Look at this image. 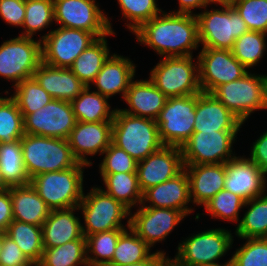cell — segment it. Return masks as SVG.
I'll list each match as a JSON object with an SVG mask.
<instances>
[{
	"label": "cell",
	"mask_w": 267,
	"mask_h": 266,
	"mask_svg": "<svg viewBox=\"0 0 267 266\" xmlns=\"http://www.w3.org/2000/svg\"><path fill=\"white\" fill-rule=\"evenodd\" d=\"M132 34L136 36V44L153 50L159 58L196 56L194 52L201 47L197 17L190 14H174L164 10Z\"/></svg>",
	"instance_id": "6da1fadb"
},
{
	"label": "cell",
	"mask_w": 267,
	"mask_h": 266,
	"mask_svg": "<svg viewBox=\"0 0 267 266\" xmlns=\"http://www.w3.org/2000/svg\"><path fill=\"white\" fill-rule=\"evenodd\" d=\"M112 143L137 162L164 146L156 120L124 113L117 106L112 121Z\"/></svg>",
	"instance_id": "7a4b0ae2"
},
{
	"label": "cell",
	"mask_w": 267,
	"mask_h": 266,
	"mask_svg": "<svg viewBox=\"0 0 267 266\" xmlns=\"http://www.w3.org/2000/svg\"><path fill=\"white\" fill-rule=\"evenodd\" d=\"M221 226L194 231L178 242L176 252L171 261L176 266H198L202 264L220 263L233 248L234 233Z\"/></svg>",
	"instance_id": "3957f363"
},
{
	"label": "cell",
	"mask_w": 267,
	"mask_h": 266,
	"mask_svg": "<svg viewBox=\"0 0 267 266\" xmlns=\"http://www.w3.org/2000/svg\"><path fill=\"white\" fill-rule=\"evenodd\" d=\"M85 164L77 163L63 171L45 172L34 176L30 184L51 210L76 207L85 189Z\"/></svg>",
	"instance_id": "277c9868"
},
{
	"label": "cell",
	"mask_w": 267,
	"mask_h": 266,
	"mask_svg": "<svg viewBox=\"0 0 267 266\" xmlns=\"http://www.w3.org/2000/svg\"><path fill=\"white\" fill-rule=\"evenodd\" d=\"M87 191L78 205L85 238L99 232L130 227L128 208L106 194L98 185L91 186Z\"/></svg>",
	"instance_id": "5b68a950"
},
{
	"label": "cell",
	"mask_w": 267,
	"mask_h": 266,
	"mask_svg": "<svg viewBox=\"0 0 267 266\" xmlns=\"http://www.w3.org/2000/svg\"><path fill=\"white\" fill-rule=\"evenodd\" d=\"M20 142L30 179L45 172L63 171L78 163L67 139L24 134Z\"/></svg>",
	"instance_id": "8992f818"
},
{
	"label": "cell",
	"mask_w": 267,
	"mask_h": 266,
	"mask_svg": "<svg viewBox=\"0 0 267 266\" xmlns=\"http://www.w3.org/2000/svg\"><path fill=\"white\" fill-rule=\"evenodd\" d=\"M210 7L196 15L201 48L232 50L235 40L249 31L245 21L233 6Z\"/></svg>",
	"instance_id": "52a82bcc"
},
{
	"label": "cell",
	"mask_w": 267,
	"mask_h": 266,
	"mask_svg": "<svg viewBox=\"0 0 267 266\" xmlns=\"http://www.w3.org/2000/svg\"><path fill=\"white\" fill-rule=\"evenodd\" d=\"M149 79L166 97H183L201 92L197 56L162 57Z\"/></svg>",
	"instance_id": "ba28073f"
},
{
	"label": "cell",
	"mask_w": 267,
	"mask_h": 266,
	"mask_svg": "<svg viewBox=\"0 0 267 266\" xmlns=\"http://www.w3.org/2000/svg\"><path fill=\"white\" fill-rule=\"evenodd\" d=\"M266 78L267 73L249 71L241 79L218 86L212 95L245 125L255 112L265 109Z\"/></svg>",
	"instance_id": "9c48e42d"
},
{
	"label": "cell",
	"mask_w": 267,
	"mask_h": 266,
	"mask_svg": "<svg viewBox=\"0 0 267 266\" xmlns=\"http://www.w3.org/2000/svg\"><path fill=\"white\" fill-rule=\"evenodd\" d=\"M42 62L41 41L38 37H10L0 45V79L12 83L33 77Z\"/></svg>",
	"instance_id": "30bf717a"
},
{
	"label": "cell",
	"mask_w": 267,
	"mask_h": 266,
	"mask_svg": "<svg viewBox=\"0 0 267 266\" xmlns=\"http://www.w3.org/2000/svg\"><path fill=\"white\" fill-rule=\"evenodd\" d=\"M55 26L84 30L97 38L117 32L96 0H53ZM103 9V10H102ZM115 30V31H114Z\"/></svg>",
	"instance_id": "8fae6325"
},
{
	"label": "cell",
	"mask_w": 267,
	"mask_h": 266,
	"mask_svg": "<svg viewBox=\"0 0 267 266\" xmlns=\"http://www.w3.org/2000/svg\"><path fill=\"white\" fill-rule=\"evenodd\" d=\"M241 131L193 132L181 147L184 165L222 164L232 160Z\"/></svg>",
	"instance_id": "7c38bea8"
},
{
	"label": "cell",
	"mask_w": 267,
	"mask_h": 266,
	"mask_svg": "<svg viewBox=\"0 0 267 266\" xmlns=\"http://www.w3.org/2000/svg\"><path fill=\"white\" fill-rule=\"evenodd\" d=\"M197 94L169 97L157 118L164 145L181 148L194 132Z\"/></svg>",
	"instance_id": "4fadbf2b"
},
{
	"label": "cell",
	"mask_w": 267,
	"mask_h": 266,
	"mask_svg": "<svg viewBox=\"0 0 267 266\" xmlns=\"http://www.w3.org/2000/svg\"><path fill=\"white\" fill-rule=\"evenodd\" d=\"M96 39L91 32L56 26L41 40L42 62L53 67L70 68Z\"/></svg>",
	"instance_id": "5bb4252c"
},
{
	"label": "cell",
	"mask_w": 267,
	"mask_h": 266,
	"mask_svg": "<svg viewBox=\"0 0 267 266\" xmlns=\"http://www.w3.org/2000/svg\"><path fill=\"white\" fill-rule=\"evenodd\" d=\"M196 54L202 92L212 93L218 86L241 79L249 72L231 50L200 48Z\"/></svg>",
	"instance_id": "9a60e30c"
},
{
	"label": "cell",
	"mask_w": 267,
	"mask_h": 266,
	"mask_svg": "<svg viewBox=\"0 0 267 266\" xmlns=\"http://www.w3.org/2000/svg\"><path fill=\"white\" fill-rule=\"evenodd\" d=\"M135 210L130 211V228L151 249L159 245L158 243L166 242L174 229L186 219L176 209L139 206Z\"/></svg>",
	"instance_id": "2e32d148"
},
{
	"label": "cell",
	"mask_w": 267,
	"mask_h": 266,
	"mask_svg": "<svg viewBox=\"0 0 267 266\" xmlns=\"http://www.w3.org/2000/svg\"><path fill=\"white\" fill-rule=\"evenodd\" d=\"M23 122L25 134L67 139L77 119L70 102L52 99L36 112L23 115Z\"/></svg>",
	"instance_id": "e0dca14e"
},
{
	"label": "cell",
	"mask_w": 267,
	"mask_h": 266,
	"mask_svg": "<svg viewBox=\"0 0 267 266\" xmlns=\"http://www.w3.org/2000/svg\"><path fill=\"white\" fill-rule=\"evenodd\" d=\"M67 140L76 160L92 167L93 157L101 156L112 143V121H77Z\"/></svg>",
	"instance_id": "ac0fdd59"
},
{
	"label": "cell",
	"mask_w": 267,
	"mask_h": 266,
	"mask_svg": "<svg viewBox=\"0 0 267 266\" xmlns=\"http://www.w3.org/2000/svg\"><path fill=\"white\" fill-rule=\"evenodd\" d=\"M224 189L245 202L267 192V175L246 155H236L226 162Z\"/></svg>",
	"instance_id": "d6986e66"
},
{
	"label": "cell",
	"mask_w": 267,
	"mask_h": 266,
	"mask_svg": "<svg viewBox=\"0 0 267 266\" xmlns=\"http://www.w3.org/2000/svg\"><path fill=\"white\" fill-rule=\"evenodd\" d=\"M184 169L182 150L179 147L164 145L161 149L138 161V184L142 193L161 184Z\"/></svg>",
	"instance_id": "ffe728a7"
},
{
	"label": "cell",
	"mask_w": 267,
	"mask_h": 266,
	"mask_svg": "<svg viewBox=\"0 0 267 266\" xmlns=\"http://www.w3.org/2000/svg\"><path fill=\"white\" fill-rule=\"evenodd\" d=\"M136 68L137 64L130 59V56L114 52L104 62L89 87L110 100L119 94L123 101L130 82L136 78Z\"/></svg>",
	"instance_id": "44dd1931"
},
{
	"label": "cell",
	"mask_w": 267,
	"mask_h": 266,
	"mask_svg": "<svg viewBox=\"0 0 267 266\" xmlns=\"http://www.w3.org/2000/svg\"><path fill=\"white\" fill-rule=\"evenodd\" d=\"M191 204L189 178L183 169L175 177L147 189L140 206L176 209L188 217L194 216L196 210Z\"/></svg>",
	"instance_id": "7402d4cb"
},
{
	"label": "cell",
	"mask_w": 267,
	"mask_h": 266,
	"mask_svg": "<svg viewBox=\"0 0 267 266\" xmlns=\"http://www.w3.org/2000/svg\"><path fill=\"white\" fill-rule=\"evenodd\" d=\"M243 122L212 93L197 94L194 132L242 131Z\"/></svg>",
	"instance_id": "603a6c76"
},
{
	"label": "cell",
	"mask_w": 267,
	"mask_h": 266,
	"mask_svg": "<svg viewBox=\"0 0 267 266\" xmlns=\"http://www.w3.org/2000/svg\"><path fill=\"white\" fill-rule=\"evenodd\" d=\"M189 178L190 199L192 206L200 208L224 189L226 163L184 165Z\"/></svg>",
	"instance_id": "cb8c5ba5"
},
{
	"label": "cell",
	"mask_w": 267,
	"mask_h": 266,
	"mask_svg": "<svg viewBox=\"0 0 267 266\" xmlns=\"http://www.w3.org/2000/svg\"><path fill=\"white\" fill-rule=\"evenodd\" d=\"M167 99L149 78H134L123 99L126 108L119 109L124 113L157 120Z\"/></svg>",
	"instance_id": "d4e9b609"
},
{
	"label": "cell",
	"mask_w": 267,
	"mask_h": 266,
	"mask_svg": "<svg viewBox=\"0 0 267 266\" xmlns=\"http://www.w3.org/2000/svg\"><path fill=\"white\" fill-rule=\"evenodd\" d=\"M78 212V213H77ZM78 206L68 209L51 210L43 223V249L55 248L83 236Z\"/></svg>",
	"instance_id": "484cf974"
},
{
	"label": "cell",
	"mask_w": 267,
	"mask_h": 266,
	"mask_svg": "<svg viewBox=\"0 0 267 266\" xmlns=\"http://www.w3.org/2000/svg\"><path fill=\"white\" fill-rule=\"evenodd\" d=\"M33 78L53 99L68 102L86 88L69 68L53 67L44 62L35 70Z\"/></svg>",
	"instance_id": "4316f807"
},
{
	"label": "cell",
	"mask_w": 267,
	"mask_h": 266,
	"mask_svg": "<svg viewBox=\"0 0 267 266\" xmlns=\"http://www.w3.org/2000/svg\"><path fill=\"white\" fill-rule=\"evenodd\" d=\"M13 208V220L42 226L51 209L29 183L10 187Z\"/></svg>",
	"instance_id": "83f0119b"
},
{
	"label": "cell",
	"mask_w": 267,
	"mask_h": 266,
	"mask_svg": "<svg viewBox=\"0 0 267 266\" xmlns=\"http://www.w3.org/2000/svg\"><path fill=\"white\" fill-rule=\"evenodd\" d=\"M109 36L117 37V34L110 32L108 35L97 38L69 68L85 86H90L104 62L113 53L107 40Z\"/></svg>",
	"instance_id": "f1b7e54d"
},
{
	"label": "cell",
	"mask_w": 267,
	"mask_h": 266,
	"mask_svg": "<svg viewBox=\"0 0 267 266\" xmlns=\"http://www.w3.org/2000/svg\"><path fill=\"white\" fill-rule=\"evenodd\" d=\"M99 186L106 194L122 203L130 211L142 204L143 193L138 184L137 172L100 174Z\"/></svg>",
	"instance_id": "f546056e"
},
{
	"label": "cell",
	"mask_w": 267,
	"mask_h": 266,
	"mask_svg": "<svg viewBox=\"0 0 267 266\" xmlns=\"http://www.w3.org/2000/svg\"><path fill=\"white\" fill-rule=\"evenodd\" d=\"M70 103L79 122L113 121L116 107L111 106L108 97L92 90L89 86H86Z\"/></svg>",
	"instance_id": "4dcf8cb0"
},
{
	"label": "cell",
	"mask_w": 267,
	"mask_h": 266,
	"mask_svg": "<svg viewBox=\"0 0 267 266\" xmlns=\"http://www.w3.org/2000/svg\"><path fill=\"white\" fill-rule=\"evenodd\" d=\"M243 212L240 223L234 228L235 239L267 238V192L245 202Z\"/></svg>",
	"instance_id": "1f68e13d"
},
{
	"label": "cell",
	"mask_w": 267,
	"mask_h": 266,
	"mask_svg": "<svg viewBox=\"0 0 267 266\" xmlns=\"http://www.w3.org/2000/svg\"><path fill=\"white\" fill-rule=\"evenodd\" d=\"M53 25H55L53 0H25V17L18 36L34 38L38 34V39L41 41L54 29ZM48 28H50L48 32L42 36L39 34Z\"/></svg>",
	"instance_id": "d6a6232c"
},
{
	"label": "cell",
	"mask_w": 267,
	"mask_h": 266,
	"mask_svg": "<svg viewBox=\"0 0 267 266\" xmlns=\"http://www.w3.org/2000/svg\"><path fill=\"white\" fill-rule=\"evenodd\" d=\"M6 235L18 245L34 266L39 263L44 250L41 226L13 220L8 225Z\"/></svg>",
	"instance_id": "836d02e7"
},
{
	"label": "cell",
	"mask_w": 267,
	"mask_h": 266,
	"mask_svg": "<svg viewBox=\"0 0 267 266\" xmlns=\"http://www.w3.org/2000/svg\"><path fill=\"white\" fill-rule=\"evenodd\" d=\"M36 266H89L85 236L55 248L44 249Z\"/></svg>",
	"instance_id": "e575fe53"
},
{
	"label": "cell",
	"mask_w": 267,
	"mask_h": 266,
	"mask_svg": "<svg viewBox=\"0 0 267 266\" xmlns=\"http://www.w3.org/2000/svg\"><path fill=\"white\" fill-rule=\"evenodd\" d=\"M0 170L9 187L29 184L20 140L12 143H0Z\"/></svg>",
	"instance_id": "d590c367"
},
{
	"label": "cell",
	"mask_w": 267,
	"mask_h": 266,
	"mask_svg": "<svg viewBox=\"0 0 267 266\" xmlns=\"http://www.w3.org/2000/svg\"><path fill=\"white\" fill-rule=\"evenodd\" d=\"M231 51L243 66L255 71L254 67L267 55V34L249 30L235 40Z\"/></svg>",
	"instance_id": "8d00e7d4"
},
{
	"label": "cell",
	"mask_w": 267,
	"mask_h": 266,
	"mask_svg": "<svg viewBox=\"0 0 267 266\" xmlns=\"http://www.w3.org/2000/svg\"><path fill=\"white\" fill-rule=\"evenodd\" d=\"M153 252V249L128 227L120 234L112 261L108 266L138 263L147 259Z\"/></svg>",
	"instance_id": "74e56055"
},
{
	"label": "cell",
	"mask_w": 267,
	"mask_h": 266,
	"mask_svg": "<svg viewBox=\"0 0 267 266\" xmlns=\"http://www.w3.org/2000/svg\"><path fill=\"white\" fill-rule=\"evenodd\" d=\"M245 201L238 195L228 191H219L204 207L205 211L211 219L215 221H223L238 226L241 220V212L243 211Z\"/></svg>",
	"instance_id": "f35d334b"
},
{
	"label": "cell",
	"mask_w": 267,
	"mask_h": 266,
	"mask_svg": "<svg viewBox=\"0 0 267 266\" xmlns=\"http://www.w3.org/2000/svg\"><path fill=\"white\" fill-rule=\"evenodd\" d=\"M11 89H5L2 92L11 94L10 96L16 101L22 115L36 112L53 99L33 77L21 81Z\"/></svg>",
	"instance_id": "ab89813d"
},
{
	"label": "cell",
	"mask_w": 267,
	"mask_h": 266,
	"mask_svg": "<svg viewBox=\"0 0 267 266\" xmlns=\"http://www.w3.org/2000/svg\"><path fill=\"white\" fill-rule=\"evenodd\" d=\"M6 95V96H5ZM23 115L8 92L0 94V143H12L24 136Z\"/></svg>",
	"instance_id": "60d3db41"
},
{
	"label": "cell",
	"mask_w": 267,
	"mask_h": 266,
	"mask_svg": "<svg viewBox=\"0 0 267 266\" xmlns=\"http://www.w3.org/2000/svg\"><path fill=\"white\" fill-rule=\"evenodd\" d=\"M124 230L114 229L86 237L89 266H108L111 263L119 236Z\"/></svg>",
	"instance_id": "b9f144b4"
},
{
	"label": "cell",
	"mask_w": 267,
	"mask_h": 266,
	"mask_svg": "<svg viewBox=\"0 0 267 266\" xmlns=\"http://www.w3.org/2000/svg\"><path fill=\"white\" fill-rule=\"evenodd\" d=\"M117 5L123 22H126L125 30L128 29L131 34L144 22L150 21L164 11L159 7L158 0H117Z\"/></svg>",
	"instance_id": "7bdbcfd3"
},
{
	"label": "cell",
	"mask_w": 267,
	"mask_h": 266,
	"mask_svg": "<svg viewBox=\"0 0 267 266\" xmlns=\"http://www.w3.org/2000/svg\"><path fill=\"white\" fill-rule=\"evenodd\" d=\"M241 240L243 243L231 254L232 266H267V238Z\"/></svg>",
	"instance_id": "ee69618b"
},
{
	"label": "cell",
	"mask_w": 267,
	"mask_h": 266,
	"mask_svg": "<svg viewBox=\"0 0 267 266\" xmlns=\"http://www.w3.org/2000/svg\"><path fill=\"white\" fill-rule=\"evenodd\" d=\"M103 156V157H102ZM102 160L98 163V174H115L137 172L138 162L126 151L113 143L102 153Z\"/></svg>",
	"instance_id": "f6af8a7d"
},
{
	"label": "cell",
	"mask_w": 267,
	"mask_h": 266,
	"mask_svg": "<svg viewBox=\"0 0 267 266\" xmlns=\"http://www.w3.org/2000/svg\"><path fill=\"white\" fill-rule=\"evenodd\" d=\"M233 7L249 30L267 34V0H237Z\"/></svg>",
	"instance_id": "bcb514c9"
},
{
	"label": "cell",
	"mask_w": 267,
	"mask_h": 266,
	"mask_svg": "<svg viewBox=\"0 0 267 266\" xmlns=\"http://www.w3.org/2000/svg\"><path fill=\"white\" fill-rule=\"evenodd\" d=\"M25 17V0H0V18L9 27L21 28Z\"/></svg>",
	"instance_id": "7dc6e473"
},
{
	"label": "cell",
	"mask_w": 267,
	"mask_h": 266,
	"mask_svg": "<svg viewBox=\"0 0 267 266\" xmlns=\"http://www.w3.org/2000/svg\"><path fill=\"white\" fill-rule=\"evenodd\" d=\"M0 264L7 266H34L18 245L4 232V243L0 253Z\"/></svg>",
	"instance_id": "c3c4849f"
},
{
	"label": "cell",
	"mask_w": 267,
	"mask_h": 266,
	"mask_svg": "<svg viewBox=\"0 0 267 266\" xmlns=\"http://www.w3.org/2000/svg\"><path fill=\"white\" fill-rule=\"evenodd\" d=\"M253 140L255 141L250 144V154L247 157L267 175V130Z\"/></svg>",
	"instance_id": "681fc988"
},
{
	"label": "cell",
	"mask_w": 267,
	"mask_h": 266,
	"mask_svg": "<svg viewBox=\"0 0 267 266\" xmlns=\"http://www.w3.org/2000/svg\"><path fill=\"white\" fill-rule=\"evenodd\" d=\"M13 221V208L10 189L0 192V232H6Z\"/></svg>",
	"instance_id": "f907efd6"
},
{
	"label": "cell",
	"mask_w": 267,
	"mask_h": 266,
	"mask_svg": "<svg viewBox=\"0 0 267 266\" xmlns=\"http://www.w3.org/2000/svg\"><path fill=\"white\" fill-rule=\"evenodd\" d=\"M177 9L170 10L174 14H190L197 15V9L202 11L206 6L210 5V0H176ZM195 11V12H194Z\"/></svg>",
	"instance_id": "816d5d0a"
},
{
	"label": "cell",
	"mask_w": 267,
	"mask_h": 266,
	"mask_svg": "<svg viewBox=\"0 0 267 266\" xmlns=\"http://www.w3.org/2000/svg\"><path fill=\"white\" fill-rule=\"evenodd\" d=\"M166 252L168 251H165V249H156L147 259L123 266H167L171 262L172 257Z\"/></svg>",
	"instance_id": "f5cc1de1"
},
{
	"label": "cell",
	"mask_w": 267,
	"mask_h": 266,
	"mask_svg": "<svg viewBox=\"0 0 267 266\" xmlns=\"http://www.w3.org/2000/svg\"><path fill=\"white\" fill-rule=\"evenodd\" d=\"M237 0H210V6H233Z\"/></svg>",
	"instance_id": "db71d44e"
},
{
	"label": "cell",
	"mask_w": 267,
	"mask_h": 266,
	"mask_svg": "<svg viewBox=\"0 0 267 266\" xmlns=\"http://www.w3.org/2000/svg\"><path fill=\"white\" fill-rule=\"evenodd\" d=\"M198 266H232V264H231V258H228L227 260H225L224 263L220 262V263H212V264H202Z\"/></svg>",
	"instance_id": "11a10c76"
},
{
	"label": "cell",
	"mask_w": 267,
	"mask_h": 266,
	"mask_svg": "<svg viewBox=\"0 0 267 266\" xmlns=\"http://www.w3.org/2000/svg\"><path fill=\"white\" fill-rule=\"evenodd\" d=\"M8 189H10V187L6 184L2 175V171L0 170V192L6 191Z\"/></svg>",
	"instance_id": "9f6ffc18"
},
{
	"label": "cell",
	"mask_w": 267,
	"mask_h": 266,
	"mask_svg": "<svg viewBox=\"0 0 267 266\" xmlns=\"http://www.w3.org/2000/svg\"><path fill=\"white\" fill-rule=\"evenodd\" d=\"M4 243V232H0V253Z\"/></svg>",
	"instance_id": "6f0895ef"
},
{
	"label": "cell",
	"mask_w": 267,
	"mask_h": 266,
	"mask_svg": "<svg viewBox=\"0 0 267 266\" xmlns=\"http://www.w3.org/2000/svg\"><path fill=\"white\" fill-rule=\"evenodd\" d=\"M267 110V78H266V93H265V109Z\"/></svg>",
	"instance_id": "680465c9"
},
{
	"label": "cell",
	"mask_w": 267,
	"mask_h": 266,
	"mask_svg": "<svg viewBox=\"0 0 267 266\" xmlns=\"http://www.w3.org/2000/svg\"><path fill=\"white\" fill-rule=\"evenodd\" d=\"M167 266H176L172 261Z\"/></svg>",
	"instance_id": "91938a15"
}]
</instances>
